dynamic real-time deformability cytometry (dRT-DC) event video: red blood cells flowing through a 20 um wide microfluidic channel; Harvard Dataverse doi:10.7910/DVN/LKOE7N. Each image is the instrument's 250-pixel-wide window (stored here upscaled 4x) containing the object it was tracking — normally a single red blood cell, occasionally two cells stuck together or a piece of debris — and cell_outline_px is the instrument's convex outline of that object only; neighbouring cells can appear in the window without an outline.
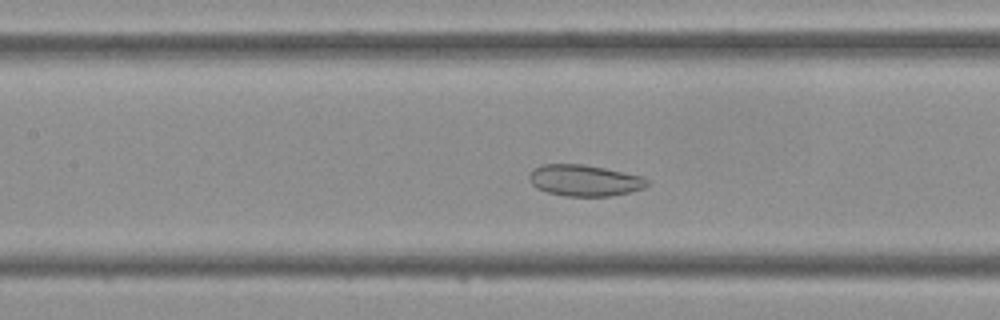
{"species": "Egyptian fruit bat (a non-hibernating species)", "species_latin": "Rousettus aegyptiacus", "temperature_condition": "cold", "stored_images_in_passage": 40, "camera_frame_rate_fps": 3000, "um_per_image_px": 0.085, "frame": {"image": 1, "passage_image": 15, "time_ms": 4.667, "image_size_px": [1000, 320], "cell_outline_px": [[652, 184], [644, 188], [628, 192], [608, 196], [564, 196], [548, 192], [536, 188], [528, 180], [528, 172], [532, 168], [540, 164], [584, 164], [644, 176]], "centroid_in_image_um": [49.66, 15.32], "position_along_channel_um": 157.7, "area_um2": 21.85}}
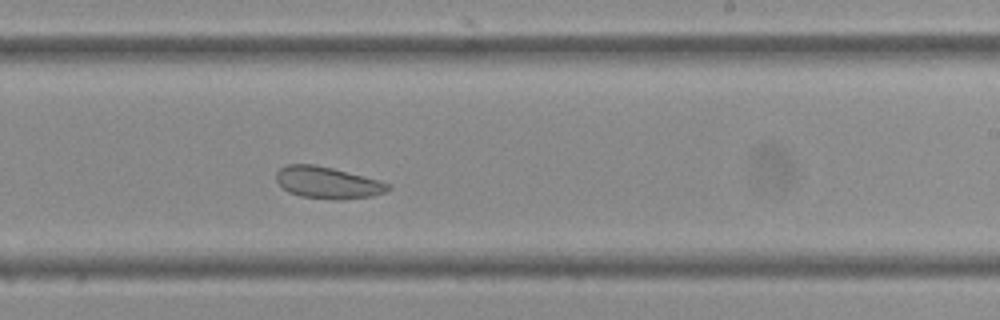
{"frame": {"image": 2, "passage_image": 22, "time_ms": 7.0, "image_size_px": [1000, 320], "cell_outline_px": [[392, 188], [384, 192], [372, 196], [340, 200], [336, 200], [300, 196], [288, 192], [276, 180], [276, 172], [280, 168], [288, 164], [316, 164], [380, 180], [392, 184]], "centroid_in_image_um": [27.87, 15.52], "position_along_channel_um": 261.1, "area_um2": 20.81}}
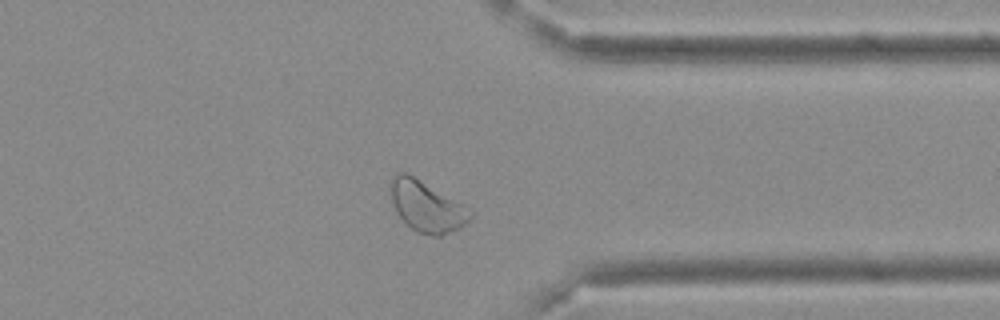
{"frame": {"image": 3, "passage_image": 30, "time_ms": 9.667, "image_size_px": [1000, 320], "cell_outline_px": [[472, 216], [460, 228], [440, 236], [432, 236], [416, 232], [396, 212], [392, 200], [388, 184], [388, 180], [396, 172], [408, 172], [464, 204], [472, 212]], "centroid_in_image_um": [36.23, 17.5], "position_along_channel_um": 375.2, "area_um2": 23.87}}